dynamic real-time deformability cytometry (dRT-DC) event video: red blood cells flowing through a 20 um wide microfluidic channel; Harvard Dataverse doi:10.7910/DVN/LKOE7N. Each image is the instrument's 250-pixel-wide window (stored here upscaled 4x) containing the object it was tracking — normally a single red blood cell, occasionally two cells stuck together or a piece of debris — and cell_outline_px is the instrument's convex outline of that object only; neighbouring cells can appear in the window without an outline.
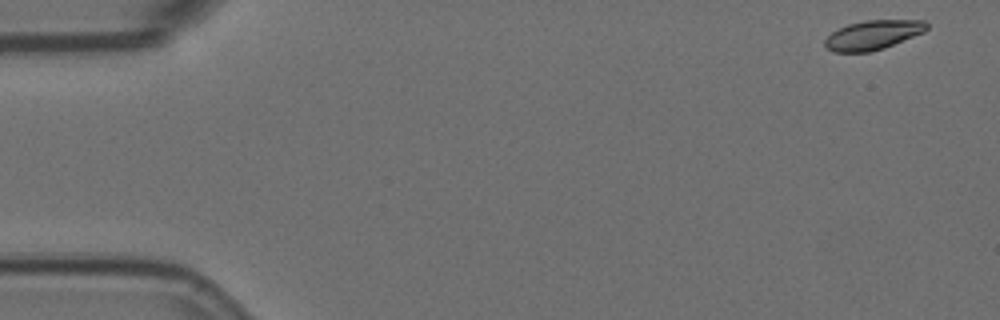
{"species": "Egyptian fruit bat (a non-hibernating species)", "species_latin": "Rousettus aegyptiacus", "temperature_condition": "room temperature", "stored_images_in_passage": 56, "camera_frame_rate_fps": 3000, "um_per_image_px": 0.085, "animal": {"sex": "female"}, "frame": {"image": 1, "passage_image": 1, "time_ms": 0.0, "image_size_px": [1000, 320], "cell_outline_px": [[928, 28], [924, 32], [884, 48], [868, 52], [832, 52], [824, 44], [824, 40], [832, 32], [848, 24], [864, 20], [924, 20], [928, 24]], "centroid_in_image_um": [74.21, 2.97], "position_along_channel_um": 10.8, "area_um2": 17.34}}
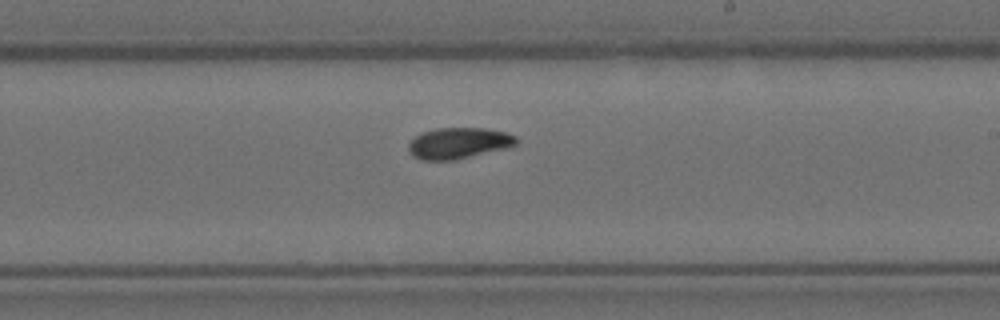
{"frame": {"image": 2, "passage_image": 32, "time_ms": 10.333, "image_size_px": [1000, 320], "cell_outline_px": [[516, 144], [504, 148], [456, 160], [420, 160], [412, 156], [408, 152], [408, 144], [416, 136], [424, 132], [436, 128], [484, 128], [504, 132], [516, 136]], "centroid_in_image_um": [38.93, 12.17], "position_along_channel_um": 250.1, "area_um2": 19.36}}
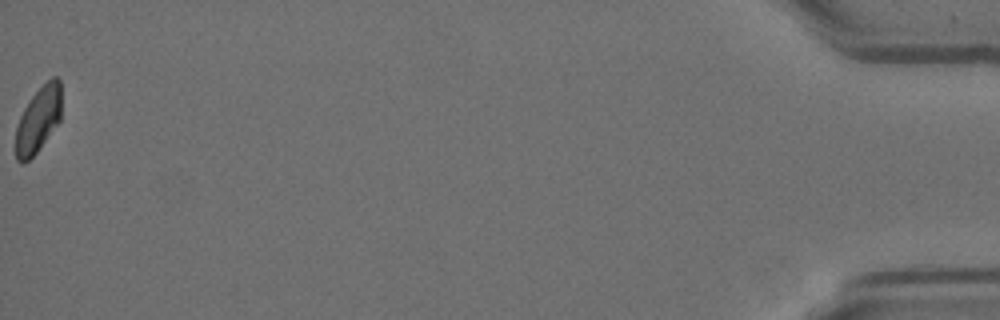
{"frame": {"image": 3, "passage_image": 56, "time_ms": 18.333, "image_size_px": [1000, 320], "cell_outline_px": [[60, 120], [36, 152], [28, 160], [20, 164], [16, 160], [16, 128], [20, 116], [24, 108], [32, 96], [52, 76], [56, 76], [60, 80]], "centroid_in_image_um": [3.24, 10.17], "position_along_channel_um": 432.0, "area_um2": 17.11}, "authors_computed_cell_mechanics": {"area_um2": 18.785, "velocity_mm_per_s": 3.5588, "shape_relaxation_time_tau1_ms": 4.1388, "shape_relaxation_time_tau2_ms": 4.4768, "deformation_change_tau1": 0.1402, "deformation_change_tau2": 0.0749}}